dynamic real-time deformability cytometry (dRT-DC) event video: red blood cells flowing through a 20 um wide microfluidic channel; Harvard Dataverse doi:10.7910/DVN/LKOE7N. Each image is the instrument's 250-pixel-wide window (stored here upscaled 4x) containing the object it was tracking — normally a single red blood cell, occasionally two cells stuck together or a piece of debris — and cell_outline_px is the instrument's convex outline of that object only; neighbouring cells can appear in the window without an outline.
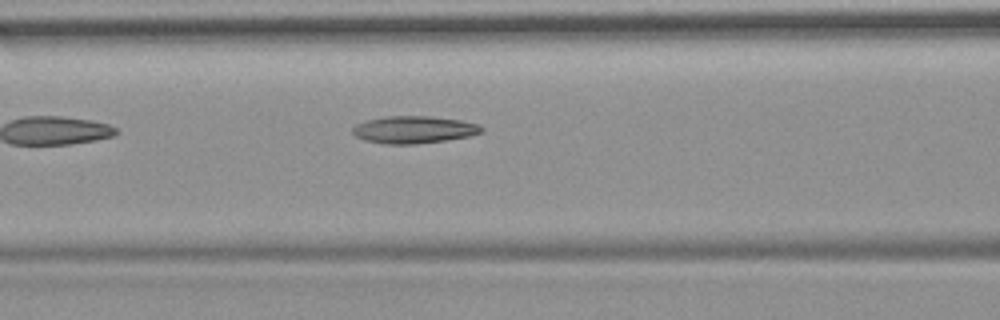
{"species": "common noctule bat (a hibernating species)", "species_latin": "Nyctalus noctula", "temperature_condition": "room temperature", "stored_images_in_passage": 3, "camera_frame_rate_fps": 3000, "um_per_image_px": 0.085, "animal": {"sex": "female", "body_mass_g": 19.9}, "frame": {"image": 1, "passage_image": 3, "time_ms": 2.667, "image_size_px": [1000, 320], "cell_outline_px": [[484, 128], [480, 132], [468, 136], [444, 140], [416, 144], [384, 144], [364, 140], [356, 136], [352, 132], [352, 128], [356, 124], [368, 120], [384, 116], [428, 116], [460, 120], [480, 124]], "centroid_in_image_um": [35.15, 11.02], "position_along_channel_um": 131.4, "area_um2": 20.4}}